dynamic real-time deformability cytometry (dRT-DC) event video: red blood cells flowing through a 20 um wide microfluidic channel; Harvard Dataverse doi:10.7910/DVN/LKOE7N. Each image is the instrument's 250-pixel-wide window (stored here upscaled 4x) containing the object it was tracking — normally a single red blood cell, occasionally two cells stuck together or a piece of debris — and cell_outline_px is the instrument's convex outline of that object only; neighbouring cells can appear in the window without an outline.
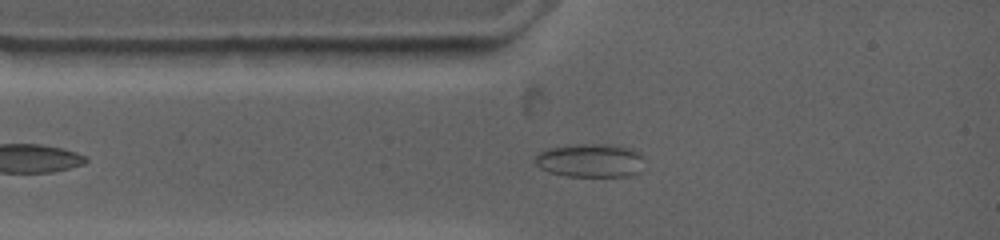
{"species": "common noctule bat (a hibernating species)", "species_latin": "Nyctalus noctula", "temperature_condition": "warm", "stored_images_in_passage": 23, "camera_frame_rate_fps": 4500, "um_per_image_px": 0.085, "animal": {"sex": "female", "body_mass_g": 19.0, "forearm_length_mm": 53.3}, "frame": {"image": 1, "passage_image": 2, "time_ms": 0.667, "image_size_px": [1000, 240], "cell_outline_px": [[640, 156], [636, 172], [628, 176], [564, 176], [540, 168], [536, 164], [536, 156], [540, 152], [548, 148], [568, 144], [620, 144], [632, 148], [640, 152]], "centroid_in_image_um": [50.12, 13.61], "position_along_channel_um": 34.9, "area_um2": 21.15}}
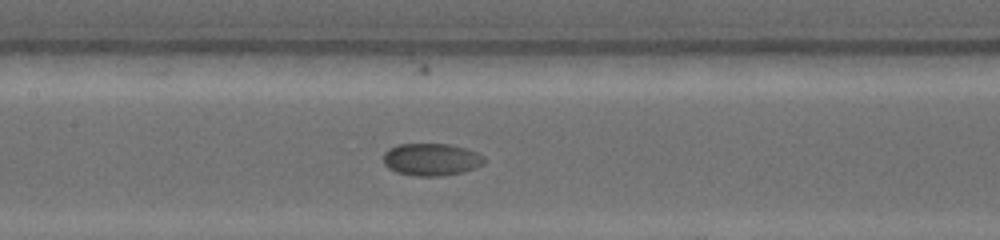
{"frame": {"image": 2, "passage_image": 9, "time_ms": 4.667, "image_size_px": [1000, 240], "cell_outline_px": [[484, 164], [476, 168], [464, 172], [444, 176], [416, 176], [396, 172], [388, 168], [384, 164], [384, 152], [388, 148], [400, 144], [448, 144], [464, 148], [476, 152], [484, 156]], "centroid_in_image_um": [36.66, 13.56], "position_along_channel_um": 170.7, "area_um2": 19.13}}
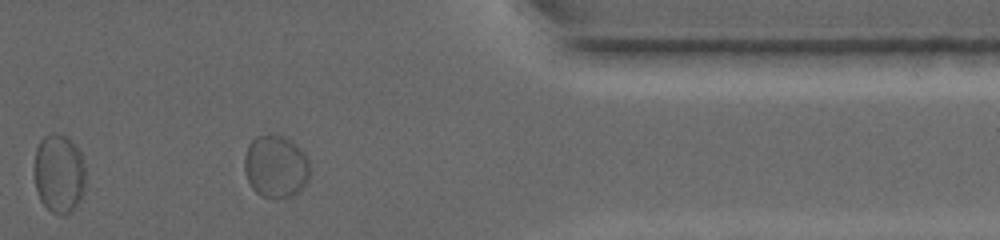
{"frame": {"image": 3, "passage_image": 18, "time_ms": 11.556, "image_size_px": [1000, 240], "cell_outline_px": [[308, 184], [300, 192], [292, 196], [260, 196], [252, 188], [248, 180], [244, 168], [244, 156], [248, 144], [256, 136], [284, 136], [292, 140], [308, 156]], "centroid_in_image_um": [23.45, 14.14], "position_along_channel_um": 387.9, "area_um2": 23.81}, "authors_computed_cell_mechanics": {"area_um2": 19.4786, "velocity_mm_per_s": 3.4344, "shape_relaxation_time_tau1_ms": null, "shape_relaxation_time_tau2_ms": 0.9838, "deformation_change_tau1": null, "deformation_change_tau2": 0.0179}}